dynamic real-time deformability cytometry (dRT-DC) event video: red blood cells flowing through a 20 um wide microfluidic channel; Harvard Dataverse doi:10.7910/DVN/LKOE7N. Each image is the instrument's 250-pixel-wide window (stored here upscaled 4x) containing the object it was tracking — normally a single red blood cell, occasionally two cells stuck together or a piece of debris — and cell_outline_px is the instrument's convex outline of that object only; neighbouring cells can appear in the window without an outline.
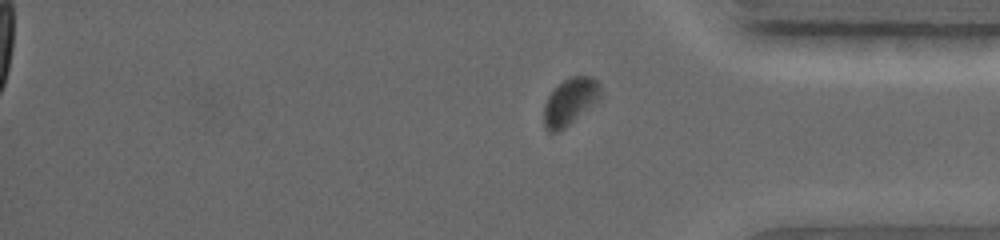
{"species": "common noctule bat (a hibernating species)", "species_latin": "Nyctalus noctula", "temperature_condition": "warm", "stored_images_in_passage": 27, "segment_of_instrument_passage": [2, 2], "camera_frame_rate_fps": 5000, "um_per_image_px": 0.085, "animal": {"sex": "female", "body_mass_g": 19.0, "forearm_length_mm": 56.7}, "frame": {"image": 1, "passage_image": 27, "time_ms": 12.8, "image_size_px": [1000, 240], "cell_outline_px": [[600, 88], [596, 100], [560, 132], [548, 132], [544, 124], [544, 104], [548, 96], [564, 80], [572, 76], [592, 76], [600, 84]], "centroid_in_image_um": [48.4, 8.64], "position_along_channel_um": 386.8, "area_um2": 14.85}}